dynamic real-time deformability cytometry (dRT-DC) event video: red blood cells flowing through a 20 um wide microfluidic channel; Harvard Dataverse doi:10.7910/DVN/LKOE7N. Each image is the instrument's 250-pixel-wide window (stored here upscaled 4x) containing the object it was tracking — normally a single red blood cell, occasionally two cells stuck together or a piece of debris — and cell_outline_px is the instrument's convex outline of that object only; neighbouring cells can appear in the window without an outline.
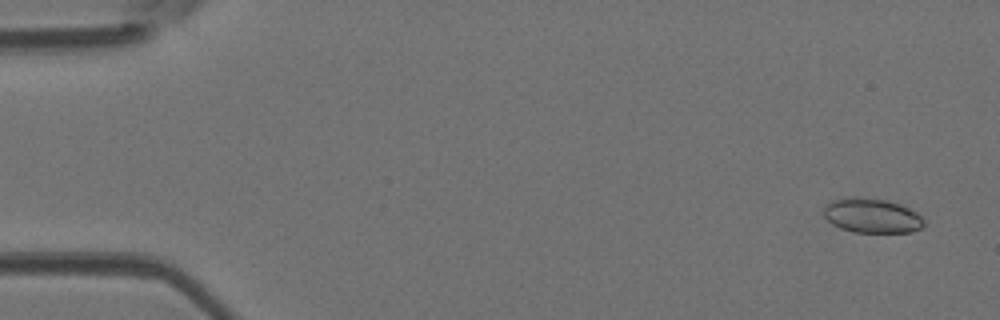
{"species": "Egyptian fruit bat (a non-hibernating species)", "species_latin": "Rousettus aegyptiacus", "temperature_condition": "room temperature", "stored_images_in_passage": 50, "camera_frame_rate_fps": 3000, "um_per_image_px": 0.085, "animal": {"sex": "female"}, "frame": {"image": 1, "passage_image": 2, "time_ms": 0.333, "image_size_px": [1000, 320], "cell_outline_px": [[924, 224], [920, 228], [912, 232], [856, 232], [840, 228], [832, 224], [824, 216], [824, 208], [832, 200], [844, 196], [860, 196], [884, 200], [900, 204], [916, 212], [924, 220]], "centroid_in_image_um": [74.09, 18.31], "position_along_channel_um": 10.9, "area_um2": 20.23}}
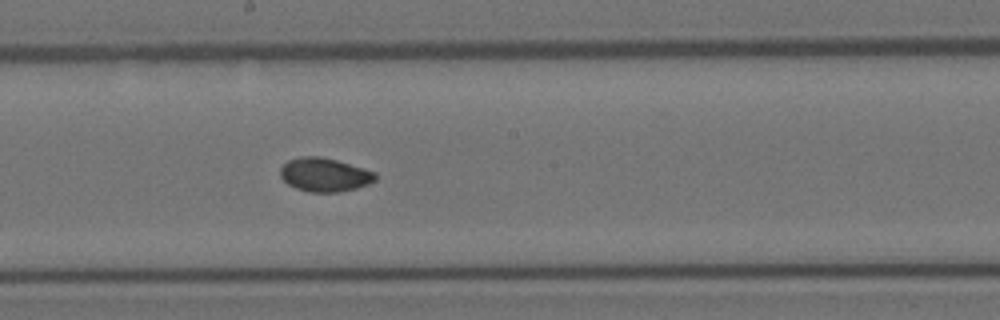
{"frame": {"image": 2, "passage_image": 27, "time_ms": 8.667, "image_size_px": [1000, 320], "cell_outline_px": [[376, 180], [368, 184], [356, 188], [340, 192], [308, 192], [296, 188], [288, 184], [280, 176], [280, 168], [288, 160], [300, 156], [320, 156], [336, 160], [376, 172]], "centroid_in_image_um": [27.58, 14.85], "position_along_channel_um": 220.6, "area_um2": 18.67}}
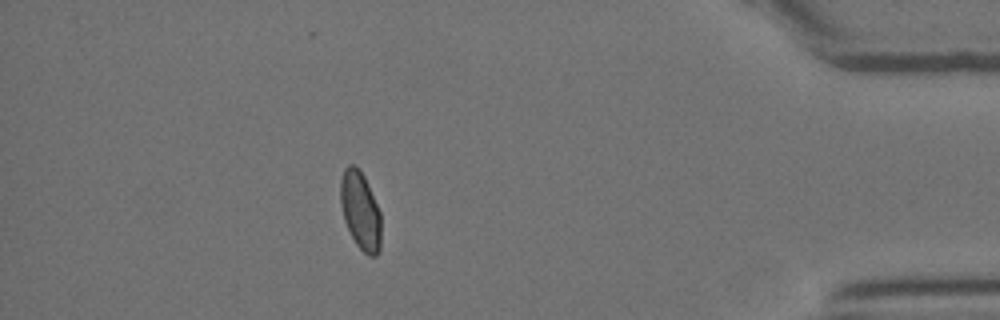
{"frame": {"image": 3, "passage_image": 44, "time_ms": 14.333, "image_size_px": [1000, 320], "cell_outline_px": [[380, 252], [376, 256], [368, 256], [356, 244], [344, 220], [340, 204], [340, 180], [344, 168], [348, 164], [352, 164], [364, 176], [380, 212]], "centroid_in_image_um": [30.62, 17.92], "position_along_channel_um": 404.6, "area_um2": 18.32}, "authors_computed_cell_mechanics": {"area_um2": 18.8139, "velocity_mm_per_s": 4.0723, "shape_relaxation_time_tau1_ms": null, "shape_relaxation_time_tau2_ms": 2.0788, "deformation_change_tau1": null, "deformation_change_tau2": 0.0362}}